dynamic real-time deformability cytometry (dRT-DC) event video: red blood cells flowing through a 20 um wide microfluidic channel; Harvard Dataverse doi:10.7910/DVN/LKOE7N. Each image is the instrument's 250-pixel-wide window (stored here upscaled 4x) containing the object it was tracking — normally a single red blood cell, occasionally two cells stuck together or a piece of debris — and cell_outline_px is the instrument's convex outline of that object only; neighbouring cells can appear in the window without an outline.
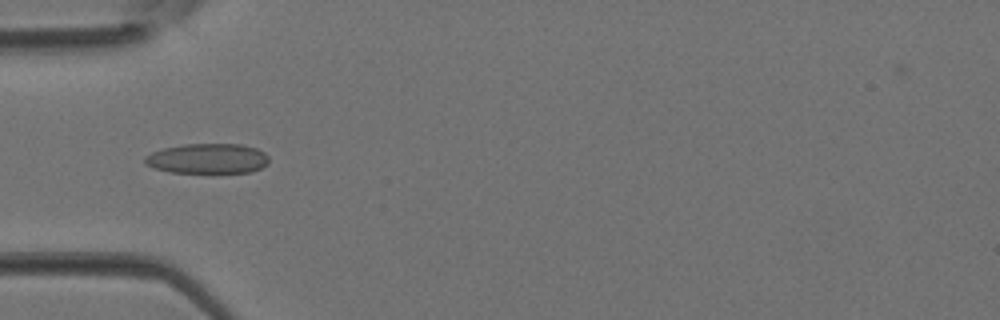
{"species": "Egyptian fruit bat (a non-hibernating species)", "species_latin": "Rousettus aegyptiacus", "temperature_condition": "room temperature", "stored_images_in_passage": 1, "camera_frame_rate_fps": 3000, "um_per_image_px": 0.085, "animal": {"sex": "female"}, "frame": {"image": 1, "passage_image": 1, "time_ms": 0.0, "image_size_px": [1000, 320], "cell_outline_px": [[268, 164], [252, 172], [212, 176], [172, 172], [152, 168], [144, 164], [144, 156], [152, 152], [164, 148], [184, 144], [240, 144], [256, 148], [264, 152], [268, 156]], "centroid_in_image_um": [17.65, 13.54], "position_along_channel_um": 67.4, "area_um2": 22.89}}